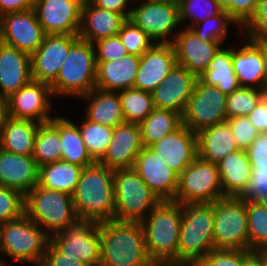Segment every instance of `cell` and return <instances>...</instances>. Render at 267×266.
Masks as SVG:
<instances>
[{"label": "cell", "instance_id": "5", "mask_svg": "<svg viewBox=\"0 0 267 266\" xmlns=\"http://www.w3.org/2000/svg\"><path fill=\"white\" fill-rule=\"evenodd\" d=\"M94 44L78 39L68 52L56 79L50 84L53 96H83L96 86L97 62Z\"/></svg>", "mask_w": 267, "mask_h": 266}, {"label": "cell", "instance_id": "42", "mask_svg": "<svg viewBox=\"0 0 267 266\" xmlns=\"http://www.w3.org/2000/svg\"><path fill=\"white\" fill-rule=\"evenodd\" d=\"M178 7L180 23L192 22L188 28L223 11L216 0H180Z\"/></svg>", "mask_w": 267, "mask_h": 266}, {"label": "cell", "instance_id": "2", "mask_svg": "<svg viewBox=\"0 0 267 266\" xmlns=\"http://www.w3.org/2000/svg\"><path fill=\"white\" fill-rule=\"evenodd\" d=\"M182 204L161 201L141 222L149 258L166 266L177 264Z\"/></svg>", "mask_w": 267, "mask_h": 266}, {"label": "cell", "instance_id": "11", "mask_svg": "<svg viewBox=\"0 0 267 266\" xmlns=\"http://www.w3.org/2000/svg\"><path fill=\"white\" fill-rule=\"evenodd\" d=\"M222 197L224 193L217 164L197 156L179 175L174 202L214 203Z\"/></svg>", "mask_w": 267, "mask_h": 266}, {"label": "cell", "instance_id": "29", "mask_svg": "<svg viewBox=\"0 0 267 266\" xmlns=\"http://www.w3.org/2000/svg\"><path fill=\"white\" fill-rule=\"evenodd\" d=\"M126 19L111 10H102L92 3L81 9V26L78 37L94 43L97 40L118 35Z\"/></svg>", "mask_w": 267, "mask_h": 266}, {"label": "cell", "instance_id": "40", "mask_svg": "<svg viewBox=\"0 0 267 266\" xmlns=\"http://www.w3.org/2000/svg\"><path fill=\"white\" fill-rule=\"evenodd\" d=\"M79 125L82 139L86 145L87 151L95 162H98L107 150L110 144L113 128L91 122L87 119Z\"/></svg>", "mask_w": 267, "mask_h": 266}, {"label": "cell", "instance_id": "34", "mask_svg": "<svg viewBox=\"0 0 267 266\" xmlns=\"http://www.w3.org/2000/svg\"><path fill=\"white\" fill-rule=\"evenodd\" d=\"M198 79L206 85L217 87L226 95L238 89L240 85L232 66V49L221 47Z\"/></svg>", "mask_w": 267, "mask_h": 266}, {"label": "cell", "instance_id": "41", "mask_svg": "<svg viewBox=\"0 0 267 266\" xmlns=\"http://www.w3.org/2000/svg\"><path fill=\"white\" fill-rule=\"evenodd\" d=\"M267 93L263 89L239 87L226 98L227 119L248 116Z\"/></svg>", "mask_w": 267, "mask_h": 266}, {"label": "cell", "instance_id": "60", "mask_svg": "<svg viewBox=\"0 0 267 266\" xmlns=\"http://www.w3.org/2000/svg\"><path fill=\"white\" fill-rule=\"evenodd\" d=\"M219 6L230 15V3L235 0H216Z\"/></svg>", "mask_w": 267, "mask_h": 266}, {"label": "cell", "instance_id": "64", "mask_svg": "<svg viewBox=\"0 0 267 266\" xmlns=\"http://www.w3.org/2000/svg\"><path fill=\"white\" fill-rule=\"evenodd\" d=\"M150 266H166L160 263L153 262Z\"/></svg>", "mask_w": 267, "mask_h": 266}, {"label": "cell", "instance_id": "20", "mask_svg": "<svg viewBox=\"0 0 267 266\" xmlns=\"http://www.w3.org/2000/svg\"><path fill=\"white\" fill-rule=\"evenodd\" d=\"M197 79L187 68L176 64L162 84L151 92L154 108L169 109L182 115Z\"/></svg>", "mask_w": 267, "mask_h": 266}, {"label": "cell", "instance_id": "47", "mask_svg": "<svg viewBox=\"0 0 267 266\" xmlns=\"http://www.w3.org/2000/svg\"><path fill=\"white\" fill-rule=\"evenodd\" d=\"M227 121L238 148L246 150L258 136V130L250 122L248 116L233 117Z\"/></svg>", "mask_w": 267, "mask_h": 266}, {"label": "cell", "instance_id": "50", "mask_svg": "<svg viewBox=\"0 0 267 266\" xmlns=\"http://www.w3.org/2000/svg\"><path fill=\"white\" fill-rule=\"evenodd\" d=\"M252 181L249 194L246 196L253 200H263L267 197V164L251 165Z\"/></svg>", "mask_w": 267, "mask_h": 266}, {"label": "cell", "instance_id": "17", "mask_svg": "<svg viewBox=\"0 0 267 266\" xmlns=\"http://www.w3.org/2000/svg\"><path fill=\"white\" fill-rule=\"evenodd\" d=\"M133 169L161 201H174L179 175L150 147L143 146L135 159Z\"/></svg>", "mask_w": 267, "mask_h": 266}, {"label": "cell", "instance_id": "56", "mask_svg": "<svg viewBox=\"0 0 267 266\" xmlns=\"http://www.w3.org/2000/svg\"><path fill=\"white\" fill-rule=\"evenodd\" d=\"M36 0H0V17L7 13L24 12L33 8Z\"/></svg>", "mask_w": 267, "mask_h": 266}, {"label": "cell", "instance_id": "55", "mask_svg": "<svg viewBox=\"0 0 267 266\" xmlns=\"http://www.w3.org/2000/svg\"><path fill=\"white\" fill-rule=\"evenodd\" d=\"M133 1V0H132ZM131 0H92L91 3L102 9V10H111L118 14H121L126 20L130 18L131 9L125 11L124 9L129 5L128 3Z\"/></svg>", "mask_w": 267, "mask_h": 266}, {"label": "cell", "instance_id": "4", "mask_svg": "<svg viewBox=\"0 0 267 266\" xmlns=\"http://www.w3.org/2000/svg\"><path fill=\"white\" fill-rule=\"evenodd\" d=\"M214 203L182 204L177 264L200 262L212 250Z\"/></svg>", "mask_w": 267, "mask_h": 266}, {"label": "cell", "instance_id": "1", "mask_svg": "<svg viewBox=\"0 0 267 266\" xmlns=\"http://www.w3.org/2000/svg\"><path fill=\"white\" fill-rule=\"evenodd\" d=\"M114 170L95 162L84 167L72 194L78 219L104 223L114 220Z\"/></svg>", "mask_w": 267, "mask_h": 266}, {"label": "cell", "instance_id": "51", "mask_svg": "<svg viewBox=\"0 0 267 266\" xmlns=\"http://www.w3.org/2000/svg\"><path fill=\"white\" fill-rule=\"evenodd\" d=\"M259 0H235L230 3V17L241 29L252 17Z\"/></svg>", "mask_w": 267, "mask_h": 266}, {"label": "cell", "instance_id": "23", "mask_svg": "<svg viewBox=\"0 0 267 266\" xmlns=\"http://www.w3.org/2000/svg\"><path fill=\"white\" fill-rule=\"evenodd\" d=\"M176 64L173 45L155 43L141 56L134 88L151 93Z\"/></svg>", "mask_w": 267, "mask_h": 266}, {"label": "cell", "instance_id": "27", "mask_svg": "<svg viewBox=\"0 0 267 266\" xmlns=\"http://www.w3.org/2000/svg\"><path fill=\"white\" fill-rule=\"evenodd\" d=\"M141 56L128 54L119 60L97 62L95 88L118 92L134 88Z\"/></svg>", "mask_w": 267, "mask_h": 266}, {"label": "cell", "instance_id": "14", "mask_svg": "<svg viewBox=\"0 0 267 266\" xmlns=\"http://www.w3.org/2000/svg\"><path fill=\"white\" fill-rule=\"evenodd\" d=\"M46 35L33 8L0 17V42L30 56L39 48Z\"/></svg>", "mask_w": 267, "mask_h": 266}, {"label": "cell", "instance_id": "66", "mask_svg": "<svg viewBox=\"0 0 267 266\" xmlns=\"http://www.w3.org/2000/svg\"><path fill=\"white\" fill-rule=\"evenodd\" d=\"M262 201H263V202L265 203V205L267 206V197H265Z\"/></svg>", "mask_w": 267, "mask_h": 266}, {"label": "cell", "instance_id": "67", "mask_svg": "<svg viewBox=\"0 0 267 266\" xmlns=\"http://www.w3.org/2000/svg\"><path fill=\"white\" fill-rule=\"evenodd\" d=\"M3 261H4V260L1 259V260H0V264L7 265V263H6L5 261H4V262H3Z\"/></svg>", "mask_w": 267, "mask_h": 266}, {"label": "cell", "instance_id": "16", "mask_svg": "<svg viewBox=\"0 0 267 266\" xmlns=\"http://www.w3.org/2000/svg\"><path fill=\"white\" fill-rule=\"evenodd\" d=\"M78 35L48 34L31 57L32 80L51 84L57 77Z\"/></svg>", "mask_w": 267, "mask_h": 266}, {"label": "cell", "instance_id": "13", "mask_svg": "<svg viewBox=\"0 0 267 266\" xmlns=\"http://www.w3.org/2000/svg\"><path fill=\"white\" fill-rule=\"evenodd\" d=\"M139 1L141 4L131 9L129 19L143 29L155 43L172 44L167 35L181 24L178 4L158 0H134V3Z\"/></svg>", "mask_w": 267, "mask_h": 266}, {"label": "cell", "instance_id": "44", "mask_svg": "<svg viewBox=\"0 0 267 266\" xmlns=\"http://www.w3.org/2000/svg\"><path fill=\"white\" fill-rule=\"evenodd\" d=\"M118 36L126 47L128 54L142 56L155 44L147 33L130 19L122 24Z\"/></svg>", "mask_w": 267, "mask_h": 266}, {"label": "cell", "instance_id": "12", "mask_svg": "<svg viewBox=\"0 0 267 266\" xmlns=\"http://www.w3.org/2000/svg\"><path fill=\"white\" fill-rule=\"evenodd\" d=\"M226 98L227 95L217 87L206 85L197 79L194 92L182 114V124L197 134L226 121Z\"/></svg>", "mask_w": 267, "mask_h": 266}, {"label": "cell", "instance_id": "61", "mask_svg": "<svg viewBox=\"0 0 267 266\" xmlns=\"http://www.w3.org/2000/svg\"><path fill=\"white\" fill-rule=\"evenodd\" d=\"M73 3L77 4L81 9L86 7L89 3H91L92 0H69Z\"/></svg>", "mask_w": 267, "mask_h": 266}, {"label": "cell", "instance_id": "38", "mask_svg": "<svg viewBox=\"0 0 267 266\" xmlns=\"http://www.w3.org/2000/svg\"><path fill=\"white\" fill-rule=\"evenodd\" d=\"M248 250H267V206L246 197Z\"/></svg>", "mask_w": 267, "mask_h": 266}, {"label": "cell", "instance_id": "53", "mask_svg": "<svg viewBox=\"0 0 267 266\" xmlns=\"http://www.w3.org/2000/svg\"><path fill=\"white\" fill-rule=\"evenodd\" d=\"M40 266H88V265L76 259L66 257L65 255L60 254L50 244H48Z\"/></svg>", "mask_w": 267, "mask_h": 266}, {"label": "cell", "instance_id": "58", "mask_svg": "<svg viewBox=\"0 0 267 266\" xmlns=\"http://www.w3.org/2000/svg\"><path fill=\"white\" fill-rule=\"evenodd\" d=\"M8 117L7 98L0 95V131Z\"/></svg>", "mask_w": 267, "mask_h": 266}, {"label": "cell", "instance_id": "31", "mask_svg": "<svg viewBox=\"0 0 267 266\" xmlns=\"http://www.w3.org/2000/svg\"><path fill=\"white\" fill-rule=\"evenodd\" d=\"M80 97L90 101L85 112L87 120L111 128L125 122L118 92L94 88Z\"/></svg>", "mask_w": 267, "mask_h": 266}, {"label": "cell", "instance_id": "3", "mask_svg": "<svg viewBox=\"0 0 267 266\" xmlns=\"http://www.w3.org/2000/svg\"><path fill=\"white\" fill-rule=\"evenodd\" d=\"M100 266H150L144 231L139 222L100 223Z\"/></svg>", "mask_w": 267, "mask_h": 266}, {"label": "cell", "instance_id": "28", "mask_svg": "<svg viewBox=\"0 0 267 266\" xmlns=\"http://www.w3.org/2000/svg\"><path fill=\"white\" fill-rule=\"evenodd\" d=\"M263 41L249 39L232 49V66L240 87L263 89Z\"/></svg>", "mask_w": 267, "mask_h": 266}, {"label": "cell", "instance_id": "9", "mask_svg": "<svg viewBox=\"0 0 267 266\" xmlns=\"http://www.w3.org/2000/svg\"><path fill=\"white\" fill-rule=\"evenodd\" d=\"M214 250H248L246 197L224 196L214 202Z\"/></svg>", "mask_w": 267, "mask_h": 266}, {"label": "cell", "instance_id": "36", "mask_svg": "<svg viewBox=\"0 0 267 266\" xmlns=\"http://www.w3.org/2000/svg\"><path fill=\"white\" fill-rule=\"evenodd\" d=\"M61 141L59 134V117L40 123L36 133L32 157L38 167L61 160Z\"/></svg>", "mask_w": 267, "mask_h": 266}, {"label": "cell", "instance_id": "26", "mask_svg": "<svg viewBox=\"0 0 267 266\" xmlns=\"http://www.w3.org/2000/svg\"><path fill=\"white\" fill-rule=\"evenodd\" d=\"M217 167L224 196L246 197L252 181V167L246 150L238 149L224 157Z\"/></svg>", "mask_w": 267, "mask_h": 266}, {"label": "cell", "instance_id": "63", "mask_svg": "<svg viewBox=\"0 0 267 266\" xmlns=\"http://www.w3.org/2000/svg\"><path fill=\"white\" fill-rule=\"evenodd\" d=\"M262 266H267V250H262Z\"/></svg>", "mask_w": 267, "mask_h": 266}, {"label": "cell", "instance_id": "65", "mask_svg": "<svg viewBox=\"0 0 267 266\" xmlns=\"http://www.w3.org/2000/svg\"><path fill=\"white\" fill-rule=\"evenodd\" d=\"M158 1H170V2H175L177 4L180 2V0H158Z\"/></svg>", "mask_w": 267, "mask_h": 266}, {"label": "cell", "instance_id": "62", "mask_svg": "<svg viewBox=\"0 0 267 266\" xmlns=\"http://www.w3.org/2000/svg\"><path fill=\"white\" fill-rule=\"evenodd\" d=\"M172 266H203L200 262H183Z\"/></svg>", "mask_w": 267, "mask_h": 266}, {"label": "cell", "instance_id": "48", "mask_svg": "<svg viewBox=\"0 0 267 266\" xmlns=\"http://www.w3.org/2000/svg\"><path fill=\"white\" fill-rule=\"evenodd\" d=\"M93 44L97 50L95 51L96 62L119 60L128 55L127 49L118 35L97 40Z\"/></svg>", "mask_w": 267, "mask_h": 266}, {"label": "cell", "instance_id": "32", "mask_svg": "<svg viewBox=\"0 0 267 266\" xmlns=\"http://www.w3.org/2000/svg\"><path fill=\"white\" fill-rule=\"evenodd\" d=\"M39 123L7 117L0 131V148L6 152L32 156Z\"/></svg>", "mask_w": 267, "mask_h": 266}, {"label": "cell", "instance_id": "37", "mask_svg": "<svg viewBox=\"0 0 267 266\" xmlns=\"http://www.w3.org/2000/svg\"><path fill=\"white\" fill-rule=\"evenodd\" d=\"M182 125V115L169 109L154 108L139 124L143 146L158 142Z\"/></svg>", "mask_w": 267, "mask_h": 266}, {"label": "cell", "instance_id": "52", "mask_svg": "<svg viewBox=\"0 0 267 266\" xmlns=\"http://www.w3.org/2000/svg\"><path fill=\"white\" fill-rule=\"evenodd\" d=\"M251 165L267 164V132L259 133L253 143L246 149Z\"/></svg>", "mask_w": 267, "mask_h": 266}, {"label": "cell", "instance_id": "35", "mask_svg": "<svg viewBox=\"0 0 267 266\" xmlns=\"http://www.w3.org/2000/svg\"><path fill=\"white\" fill-rule=\"evenodd\" d=\"M59 134L61 141V160L87 167L95 163L87 151L78 125L59 116Z\"/></svg>", "mask_w": 267, "mask_h": 266}, {"label": "cell", "instance_id": "7", "mask_svg": "<svg viewBox=\"0 0 267 266\" xmlns=\"http://www.w3.org/2000/svg\"><path fill=\"white\" fill-rule=\"evenodd\" d=\"M25 215L43 226L49 236L61 232L78 219L72 195L38 185L25 196Z\"/></svg>", "mask_w": 267, "mask_h": 266}, {"label": "cell", "instance_id": "54", "mask_svg": "<svg viewBox=\"0 0 267 266\" xmlns=\"http://www.w3.org/2000/svg\"><path fill=\"white\" fill-rule=\"evenodd\" d=\"M248 118L259 133L267 132V94L258 105L249 113Z\"/></svg>", "mask_w": 267, "mask_h": 266}, {"label": "cell", "instance_id": "46", "mask_svg": "<svg viewBox=\"0 0 267 266\" xmlns=\"http://www.w3.org/2000/svg\"><path fill=\"white\" fill-rule=\"evenodd\" d=\"M246 40L267 41V0H259L254 14L240 29Z\"/></svg>", "mask_w": 267, "mask_h": 266}, {"label": "cell", "instance_id": "49", "mask_svg": "<svg viewBox=\"0 0 267 266\" xmlns=\"http://www.w3.org/2000/svg\"><path fill=\"white\" fill-rule=\"evenodd\" d=\"M200 263L203 266H243V251L212 250Z\"/></svg>", "mask_w": 267, "mask_h": 266}, {"label": "cell", "instance_id": "59", "mask_svg": "<svg viewBox=\"0 0 267 266\" xmlns=\"http://www.w3.org/2000/svg\"><path fill=\"white\" fill-rule=\"evenodd\" d=\"M263 90L267 93V41H263Z\"/></svg>", "mask_w": 267, "mask_h": 266}, {"label": "cell", "instance_id": "33", "mask_svg": "<svg viewBox=\"0 0 267 266\" xmlns=\"http://www.w3.org/2000/svg\"><path fill=\"white\" fill-rule=\"evenodd\" d=\"M83 167L59 160L39 167L38 186L72 195Z\"/></svg>", "mask_w": 267, "mask_h": 266}, {"label": "cell", "instance_id": "19", "mask_svg": "<svg viewBox=\"0 0 267 266\" xmlns=\"http://www.w3.org/2000/svg\"><path fill=\"white\" fill-rule=\"evenodd\" d=\"M33 9L44 32L78 35L81 8L69 0H36Z\"/></svg>", "mask_w": 267, "mask_h": 266}, {"label": "cell", "instance_id": "43", "mask_svg": "<svg viewBox=\"0 0 267 266\" xmlns=\"http://www.w3.org/2000/svg\"><path fill=\"white\" fill-rule=\"evenodd\" d=\"M231 22L236 24L230 15L223 10L216 16L207 18L194 26H190V29L204 41H218L223 44Z\"/></svg>", "mask_w": 267, "mask_h": 266}, {"label": "cell", "instance_id": "45", "mask_svg": "<svg viewBox=\"0 0 267 266\" xmlns=\"http://www.w3.org/2000/svg\"><path fill=\"white\" fill-rule=\"evenodd\" d=\"M25 214V196L12 188L0 186V225Z\"/></svg>", "mask_w": 267, "mask_h": 266}, {"label": "cell", "instance_id": "24", "mask_svg": "<svg viewBox=\"0 0 267 266\" xmlns=\"http://www.w3.org/2000/svg\"><path fill=\"white\" fill-rule=\"evenodd\" d=\"M39 167L32 156L6 152L0 148V186L26 196L38 184Z\"/></svg>", "mask_w": 267, "mask_h": 266}, {"label": "cell", "instance_id": "21", "mask_svg": "<svg viewBox=\"0 0 267 266\" xmlns=\"http://www.w3.org/2000/svg\"><path fill=\"white\" fill-rule=\"evenodd\" d=\"M142 148L139 124L129 122L118 124L113 128L110 144L98 163L112 170L133 168Z\"/></svg>", "mask_w": 267, "mask_h": 266}, {"label": "cell", "instance_id": "25", "mask_svg": "<svg viewBox=\"0 0 267 266\" xmlns=\"http://www.w3.org/2000/svg\"><path fill=\"white\" fill-rule=\"evenodd\" d=\"M31 80L30 55L0 42V95L8 99Z\"/></svg>", "mask_w": 267, "mask_h": 266}, {"label": "cell", "instance_id": "39", "mask_svg": "<svg viewBox=\"0 0 267 266\" xmlns=\"http://www.w3.org/2000/svg\"><path fill=\"white\" fill-rule=\"evenodd\" d=\"M125 122L140 124L154 109L152 94L128 88L118 91Z\"/></svg>", "mask_w": 267, "mask_h": 266}, {"label": "cell", "instance_id": "30", "mask_svg": "<svg viewBox=\"0 0 267 266\" xmlns=\"http://www.w3.org/2000/svg\"><path fill=\"white\" fill-rule=\"evenodd\" d=\"M196 135L197 156L211 163L217 164L239 149L227 120L203 129Z\"/></svg>", "mask_w": 267, "mask_h": 266}, {"label": "cell", "instance_id": "8", "mask_svg": "<svg viewBox=\"0 0 267 266\" xmlns=\"http://www.w3.org/2000/svg\"><path fill=\"white\" fill-rule=\"evenodd\" d=\"M42 228L25 214L17 220L1 224L0 253L17 262L40 266L50 237Z\"/></svg>", "mask_w": 267, "mask_h": 266}, {"label": "cell", "instance_id": "6", "mask_svg": "<svg viewBox=\"0 0 267 266\" xmlns=\"http://www.w3.org/2000/svg\"><path fill=\"white\" fill-rule=\"evenodd\" d=\"M114 220L141 223L161 202L133 168L116 169Z\"/></svg>", "mask_w": 267, "mask_h": 266}, {"label": "cell", "instance_id": "15", "mask_svg": "<svg viewBox=\"0 0 267 266\" xmlns=\"http://www.w3.org/2000/svg\"><path fill=\"white\" fill-rule=\"evenodd\" d=\"M50 97H54L50 84L31 80L7 99L8 116L39 124L48 122L53 118L49 115Z\"/></svg>", "mask_w": 267, "mask_h": 266}, {"label": "cell", "instance_id": "57", "mask_svg": "<svg viewBox=\"0 0 267 266\" xmlns=\"http://www.w3.org/2000/svg\"><path fill=\"white\" fill-rule=\"evenodd\" d=\"M243 266H262V250L243 251Z\"/></svg>", "mask_w": 267, "mask_h": 266}, {"label": "cell", "instance_id": "22", "mask_svg": "<svg viewBox=\"0 0 267 266\" xmlns=\"http://www.w3.org/2000/svg\"><path fill=\"white\" fill-rule=\"evenodd\" d=\"M165 164L180 175L197 157V135L182 124L149 146Z\"/></svg>", "mask_w": 267, "mask_h": 266}, {"label": "cell", "instance_id": "10", "mask_svg": "<svg viewBox=\"0 0 267 266\" xmlns=\"http://www.w3.org/2000/svg\"><path fill=\"white\" fill-rule=\"evenodd\" d=\"M49 244L60 254L85 263L101 264L100 224L77 219L61 232L49 237Z\"/></svg>", "mask_w": 267, "mask_h": 266}, {"label": "cell", "instance_id": "18", "mask_svg": "<svg viewBox=\"0 0 267 266\" xmlns=\"http://www.w3.org/2000/svg\"><path fill=\"white\" fill-rule=\"evenodd\" d=\"M172 37L177 65L187 68L197 77L206 71L222 44L218 41H204L187 27Z\"/></svg>", "mask_w": 267, "mask_h": 266}]
</instances>
